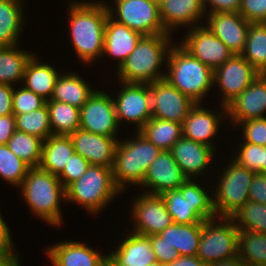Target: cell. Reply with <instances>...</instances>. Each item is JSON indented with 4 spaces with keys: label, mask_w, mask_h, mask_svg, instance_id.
<instances>
[{
    "label": "cell",
    "mask_w": 266,
    "mask_h": 266,
    "mask_svg": "<svg viewBox=\"0 0 266 266\" xmlns=\"http://www.w3.org/2000/svg\"><path fill=\"white\" fill-rule=\"evenodd\" d=\"M71 40L82 62L87 64L102 56L108 6L97 2H73L69 6Z\"/></svg>",
    "instance_id": "1"
},
{
    "label": "cell",
    "mask_w": 266,
    "mask_h": 266,
    "mask_svg": "<svg viewBox=\"0 0 266 266\" xmlns=\"http://www.w3.org/2000/svg\"><path fill=\"white\" fill-rule=\"evenodd\" d=\"M170 34L143 35L135 49L118 68L121 82L153 83L165 78L158 70L169 53ZM166 56V57H165Z\"/></svg>",
    "instance_id": "2"
},
{
    "label": "cell",
    "mask_w": 266,
    "mask_h": 266,
    "mask_svg": "<svg viewBox=\"0 0 266 266\" xmlns=\"http://www.w3.org/2000/svg\"><path fill=\"white\" fill-rule=\"evenodd\" d=\"M175 46L169 49L167 56L169 71L164 79L182 94L200 104L206 92L214 84L213 70L194 57L181 44Z\"/></svg>",
    "instance_id": "3"
},
{
    "label": "cell",
    "mask_w": 266,
    "mask_h": 266,
    "mask_svg": "<svg viewBox=\"0 0 266 266\" xmlns=\"http://www.w3.org/2000/svg\"><path fill=\"white\" fill-rule=\"evenodd\" d=\"M19 187L34 214L52 225L61 224L59 199L65 200L66 193L57 175L32 167Z\"/></svg>",
    "instance_id": "4"
},
{
    "label": "cell",
    "mask_w": 266,
    "mask_h": 266,
    "mask_svg": "<svg viewBox=\"0 0 266 266\" xmlns=\"http://www.w3.org/2000/svg\"><path fill=\"white\" fill-rule=\"evenodd\" d=\"M137 133L136 140L118 141L116 146L112 173L114 183L121 192L129 182L141 185L149 166L162 151L139 131Z\"/></svg>",
    "instance_id": "5"
},
{
    "label": "cell",
    "mask_w": 266,
    "mask_h": 266,
    "mask_svg": "<svg viewBox=\"0 0 266 266\" xmlns=\"http://www.w3.org/2000/svg\"><path fill=\"white\" fill-rule=\"evenodd\" d=\"M161 196L173 223H203L217 217L213 199L192 179H187L178 189L168 190Z\"/></svg>",
    "instance_id": "6"
},
{
    "label": "cell",
    "mask_w": 266,
    "mask_h": 266,
    "mask_svg": "<svg viewBox=\"0 0 266 266\" xmlns=\"http://www.w3.org/2000/svg\"><path fill=\"white\" fill-rule=\"evenodd\" d=\"M119 192L113 180L112 168L90 165L80 178L65 188V201L77 202L89 212L97 213Z\"/></svg>",
    "instance_id": "7"
},
{
    "label": "cell",
    "mask_w": 266,
    "mask_h": 266,
    "mask_svg": "<svg viewBox=\"0 0 266 266\" xmlns=\"http://www.w3.org/2000/svg\"><path fill=\"white\" fill-rule=\"evenodd\" d=\"M219 218L217 225L216 217L203 221L197 256L206 265L238 256L239 230L235 220L232 217Z\"/></svg>",
    "instance_id": "8"
},
{
    "label": "cell",
    "mask_w": 266,
    "mask_h": 266,
    "mask_svg": "<svg viewBox=\"0 0 266 266\" xmlns=\"http://www.w3.org/2000/svg\"><path fill=\"white\" fill-rule=\"evenodd\" d=\"M232 161L222 174L215 198L213 197L218 217H232L249 201V189L255 173Z\"/></svg>",
    "instance_id": "9"
},
{
    "label": "cell",
    "mask_w": 266,
    "mask_h": 266,
    "mask_svg": "<svg viewBox=\"0 0 266 266\" xmlns=\"http://www.w3.org/2000/svg\"><path fill=\"white\" fill-rule=\"evenodd\" d=\"M260 73L241 55L234 54L213 71V82L222 90L224 115L226 106L240 95Z\"/></svg>",
    "instance_id": "10"
},
{
    "label": "cell",
    "mask_w": 266,
    "mask_h": 266,
    "mask_svg": "<svg viewBox=\"0 0 266 266\" xmlns=\"http://www.w3.org/2000/svg\"><path fill=\"white\" fill-rule=\"evenodd\" d=\"M116 22L142 35L169 34L162 23L160 7L150 0H115Z\"/></svg>",
    "instance_id": "11"
},
{
    "label": "cell",
    "mask_w": 266,
    "mask_h": 266,
    "mask_svg": "<svg viewBox=\"0 0 266 266\" xmlns=\"http://www.w3.org/2000/svg\"><path fill=\"white\" fill-rule=\"evenodd\" d=\"M152 117L183 123L196 103L166 79L150 83Z\"/></svg>",
    "instance_id": "12"
},
{
    "label": "cell",
    "mask_w": 266,
    "mask_h": 266,
    "mask_svg": "<svg viewBox=\"0 0 266 266\" xmlns=\"http://www.w3.org/2000/svg\"><path fill=\"white\" fill-rule=\"evenodd\" d=\"M113 99L95 91L80 108V129L108 137H115L118 126Z\"/></svg>",
    "instance_id": "13"
},
{
    "label": "cell",
    "mask_w": 266,
    "mask_h": 266,
    "mask_svg": "<svg viewBox=\"0 0 266 266\" xmlns=\"http://www.w3.org/2000/svg\"><path fill=\"white\" fill-rule=\"evenodd\" d=\"M114 101L118 123L124 119L136 123L138 131L152 118L150 84L126 83Z\"/></svg>",
    "instance_id": "14"
},
{
    "label": "cell",
    "mask_w": 266,
    "mask_h": 266,
    "mask_svg": "<svg viewBox=\"0 0 266 266\" xmlns=\"http://www.w3.org/2000/svg\"><path fill=\"white\" fill-rule=\"evenodd\" d=\"M192 28L181 45L213 71L234 55L207 27Z\"/></svg>",
    "instance_id": "15"
},
{
    "label": "cell",
    "mask_w": 266,
    "mask_h": 266,
    "mask_svg": "<svg viewBox=\"0 0 266 266\" xmlns=\"http://www.w3.org/2000/svg\"><path fill=\"white\" fill-rule=\"evenodd\" d=\"M133 206V218L137 221L134 233L159 234L173 223L161 195L145 193L134 201Z\"/></svg>",
    "instance_id": "16"
},
{
    "label": "cell",
    "mask_w": 266,
    "mask_h": 266,
    "mask_svg": "<svg viewBox=\"0 0 266 266\" xmlns=\"http://www.w3.org/2000/svg\"><path fill=\"white\" fill-rule=\"evenodd\" d=\"M239 12H210L206 26L233 54L244 50L249 25Z\"/></svg>",
    "instance_id": "17"
},
{
    "label": "cell",
    "mask_w": 266,
    "mask_h": 266,
    "mask_svg": "<svg viewBox=\"0 0 266 266\" xmlns=\"http://www.w3.org/2000/svg\"><path fill=\"white\" fill-rule=\"evenodd\" d=\"M69 137L72 140L75 153L85 158L90 165L113 167L118 143L116 137L98 135L80 128Z\"/></svg>",
    "instance_id": "18"
},
{
    "label": "cell",
    "mask_w": 266,
    "mask_h": 266,
    "mask_svg": "<svg viewBox=\"0 0 266 266\" xmlns=\"http://www.w3.org/2000/svg\"><path fill=\"white\" fill-rule=\"evenodd\" d=\"M187 179L171 152L163 150L149 166L141 185L153 188L148 194L162 195L178 189Z\"/></svg>",
    "instance_id": "19"
},
{
    "label": "cell",
    "mask_w": 266,
    "mask_h": 266,
    "mask_svg": "<svg viewBox=\"0 0 266 266\" xmlns=\"http://www.w3.org/2000/svg\"><path fill=\"white\" fill-rule=\"evenodd\" d=\"M229 117L238 124L239 122L265 118L266 111V74H260L240 95L227 106Z\"/></svg>",
    "instance_id": "20"
},
{
    "label": "cell",
    "mask_w": 266,
    "mask_h": 266,
    "mask_svg": "<svg viewBox=\"0 0 266 266\" xmlns=\"http://www.w3.org/2000/svg\"><path fill=\"white\" fill-rule=\"evenodd\" d=\"M110 8L108 6L109 16L105 23L103 54L107 53L116 59L119 58L118 68H120L143 35L131 30L126 25L116 22L113 10Z\"/></svg>",
    "instance_id": "21"
},
{
    "label": "cell",
    "mask_w": 266,
    "mask_h": 266,
    "mask_svg": "<svg viewBox=\"0 0 266 266\" xmlns=\"http://www.w3.org/2000/svg\"><path fill=\"white\" fill-rule=\"evenodd\" d=\"M214 148L183 136L173 145L170 152L188 179L204 172L214 154Z\"/></svg>",
    "instance_id": "22"
},
{
    "label": "cell",
    "mask_w": 266,
    "mask_h": 266,
    "mask_svg": "<svg viewBox=\"0 0 266 266\" xmlns=\"http://www.w3.org/2000/svg\"><path fill=\"white\" fill-rule=\"evenodd\" d=\"M156 261L149 236L130 234L116 251L108 254L112 266H148Z\"/></svg>",
    "instance_id": "23"
},
{
    "label": "cell",
    "mask_w": 266,
    "mask_h": 266,
    "mask_svg": "<svg viewBox=\"0 0 266 266\" xmlns=\"http://www.w3.org/2000/svg\"><path fill=\"white\" fill-rule=\"evenodd\" d=\"M47 254L54 266H105L108 255H100L79 242H62L49 247Z\"/></svg>",
    "instance_id": "24"
},
{
    "label": "cell",
    "mask_w": 266,
    "mask_h": 266,
    "mask_svg": "<svg viewBox=\"0 0 266 266\" xmlns=\"http://www.w3.org/2000/svg\"><path fill=\"white\" fill-rule=\"evenodd\" d=\"M221 115L223 114L220 113L218 116L208 109H203L196 103L182 123V136L214 148L210 139L218 131Z\"/></svg>",
    "instance_id": "25"
},
{
    "label": "cell",
    "mask_w": 266,
    "mask_h": 266,
    "mask_svg": "<svg viewBox=\"0 0 266 266\" xmlns=\"http://www.w3.org/2000/svg\"><path fill=\"white\" fill-rule=\"evenodd\" d=\"M203 14L202 0H169L160 7L161 20L168 33L176 26L192 24V27Z\"/></svg>",
    "instance_id": "26"
},
{
    "label": "cell",
    "mask_w": 266,
    "mask_h": 266,
    "mask_svg": "<svg viewBox=\"0 0 266 266\" xmlns=\"http://www.w3.org/2000/svg\"><path fill=\"white\" fill-rule=\"evenodd\" d=\"M75 152L72 140L65 135H51L42 144L40 169L59 175Z\"/></svg>",
    "instance_id": "27"
},
{
    "label": "cell",
    "mask_w": 266,
    "mask_h": 266,
    "mask_svg": "<svg viewBox=\"0 0 266 266\" xmlns=\"http://www.w3.org/2000/svg\"><path fill=\"white\" fill-rule=\"evenodd\" d=\"M202 227L203 223H172L158 235L164 239V242L174 247L180 256H197Z\"/></svg>",
    "instance_id": "28"
},
{
    "label": "cell",
    "mask_w": 266,
    "mask_h": 266,
    "mask_svg": "<svg viewBox=\"0 0 266 266\" xmlns=\"http://www.w3.org/2000/svg\"><path fill=\"white\" fill-rule=\"evenodd\" d=\"M36 58L32 56L27 63L23 76L26 86L23 87L48 101L52 97L59 74L52 66L37 62Z\"/></svg>",
    "instance_id": "29"
},
{
    "label": "cell",
    "mask_w": 266,
    "mask_h": 266,
    "mask_svg": "<svg viewBox=\"0 0 266 266\" xmlns=\"http://www.w3.org/2000/svg\"><path fill=\"white\" fill-rule=\"evenodd\" d=\"M77 74L59 75L50 100L60 101L81 108L94 93Z\"/></svg>",
    "instance_id": "30"
},
{
    "label": "cell",
    "mask_w": 266,
    "mask_h": 266,
    "mask_svg": "<svg viewBox=\"0 0 266 266\" xmlns=\"http://www.w3.org/2000/svg\"><path fill=\"white\" fill-rule=\"evenodd\" d=\"M22 0H0V46H15L23 25Z\"/></svg>",
    "instance_id": "31"
},
{
    "label": "cell",
    "mask_w": 266,
    "mask_h": 266,
    "mask_svg": "<svg viewBox=\"0 0 266 266\" xmlns=\"http://www.w3.org/2000/svg\"><path fill=\"white\" fill-rule=\"evenodd\" d=\"M139 132L160 150L170 151L182 137V124L159 118H150Z\"/></svg>",
    "instance_id": "32"
},
{
    "label": "cell",
    "mask_w": 266,
    "mask_h": 266,
    "mask_svg": "<svg viewBox=\"0 0 266 266\" xmlns=\"http://www.w3.org/2000/svg\"><path fill=\"white\" fill-rule=\"evenodd\" d=\"M50 125L53 135L69 136L80 128V109L70 104L48 100Z\"/></svg>",
    "instance_id": "33"
},
{
    "label": "cell",
    "mask_w": 266,
    "mask_h": 266,
    "mask_svg": "<svg viewBox=\"0 0 266 266\" xmlns=\"http://www.w3.org/2000/svg\"><path fill=\"white\" fill-rule=\"evenodd\" d=\"M15 46H0V83L10 84L21 80L27 63L33 56Z\"/></svg>",
    "instance_id": "34"
},
{
    "label": "cell",
    "mask_w": 266,
    "mask_h": 266,
    "mask_svg": "<svg viewBox=\"0 0 266 266\" xmlns=\"http://www.w3.org/2000/svg\"><path fill=\"white\" fill-rule=\"evenodd\" d=\"M241 55L260 74H266V22L250 23Z\"/></svg>",
    "instance_id": "35"
},
{
    "label": "cell",
    "mask_w": 266,
    "mask_h": 266,
    "mask_svg": "<svg viewBox=\"0 0 266 266\" xmlns=\"http://www.w3.org/2000/svg\"><path fill=\"white\" fill-rule=\"evenodd\" d=\"M238 257L247 266H266V233L239 230Z\"/></svg>",
    "instance_id": "36"
},
{
    "label": "cell",
    "mask_w": 266,
    "mask_h": 266,
    "mask_svg": "<svg viewBox=\"0 0 266 266\" xmlns=\"http://www.w3.org/2000/svg\"><path fill=\"white\" fill-rule=\"evenodd\" d=\"M42 144L43 140L39 137L16 130L6 145L32 168L40 165Z\"/></svg>",
    "instance_id": "37"
},
{
    "label": "cell",
    "mask_w": 266,
    "mask_h": 266,
    "mask_svg": "<svg viewBox=\"0 0 266 266\" xmlns=\"http://www.w3.org/2000/svg\"><path fill=\"white\" fill-rule=\"evenodd\" d=\"M16 130L39 137L45 141L53 135L47 105L31 111L15 115Z\"/></svg>",
    "instance_id": "38"
},
{
    "label": "cell",
    "mask_w": 266,
    "mask_h": 266,
    "mask_svg": "<svg viewBox=\"0 0 266 266\" xmlns=\"http://www.w3.org/2000/svg\"><path fill=\"white\" fill-rule=\"evenodd\" d=\"M238 230L266 233V205L247 201L233 216Z\"/></svg>",
    "instance_id": "39"
},
{
    "label": "cell",
    "mask_w": 266,
    "mask_h": 266,
    "mask_svg": "<svg viewBox=\"0 0 266 266\" xmlns=\"http://www.w3.org/2000/svg\"><path fill=\"white\" fill-rule=\"evenodd\" d=\"M31 167L5 145H0V176L19 187Z\"/></svg>",
    "instance_id": "40"
},
{
    "label": "cell",
    "mask_w": 266,
    "mask_h": 266,
    "mask_svg": "<svg viewBox=\"0 0 266 266\" xmlns=\"http://www.w3.org/2000/svg\"><path fill=\"white\" fill-rule=\"evenodd\" d=\"M241 147L234 161L249 171L263 174L264 146L244 142Z\"/></svg>",
    "instance_id": "41"
},
{
    "label": "cell",
    "mask_w": 266,
    "mask_h": 266,
    "mask_svg": "<svg viewBox=\"0 0 266 266\" xmlns=\"http://www.w3.org/2000/svg\"><path fill=\"white\" fill-rule=\"evenodd\" d=\"M46 104V100L24 87L13 91V114L29 113Z\"/></svg>",
    "instance_id": "42"
},
{
    "label": "cell",
    "mask_w": 266,
    "mask_h": 266,
    "mask_svg": "<svg viewBox=\"0 0 266 266\" xmlns=\"http://www.w3.org/2000/svg\"><path fill=\"white\" fill-rule=\"evenodd\" d=\"M89 166L90 163L85 158L74 152L63 171L58 175V178L66 188L69 184L80 178Z\"/></svg>",
    "instance_id": "43"
},
{
    "label": "cell",
    "mask_w": 266,
    "mask_h": 266,
    "mask_svg": "<svg viewBox=\"0 0 266 266\" xmlns=\"http://www.w3.org/2000/svg\"><path fill=\"white\" fill-rule=\"evenodd\" d=\"M239 124L244 127L245 142L266 146V117L242 121Z\"/></svg>",
    "instance_id": "44"
},
{
    "label": "cell",
    "mask_w": 266,
    "mask_h": 266,
    "mask_svg": "<svg viewBox=\"0 0 266 266\" xmlns=\"http://www.w3.org/2000/svg\"><path fill=\"white\" fill-rule=\"evenodd\" d=\"M149 239L156 261L168 265L180 257L179 252L164 242L158 234L150 235Z\"/></svg>",
    "instance_id": "45"
},
{
    "label": "cell",
    "mask_w": 266,
    "mask_h": 266,
    "mask_svg": "<svg viewBox=\"0 0 266 266\" xmlns=\"http://www.w3.org/2000/svg\"><path fill=\"white\" fill-rule=\"evenodd\" d=\"M239 13L251 23L266 22V0H241Z\"/></svg>",
    "instance_id": "46"
},
{
    "label": "cell",
    "mask_w": 266,
    "mask_h": 266,
    "mask_svg": "<svg viewBox=\"0 0 266 266\" xmlns=\"http://www.w3.org/2000/svg\"><path fill=\"white\" fill-rule=\"evenodd\" d=\"M249 201L266 205V174L255 173L249 189Z\"/></svg>",
    "instance_id": "47"
},
{
    "label": "cell",
    "mask_w": 266,
    "mask_h": 266,
    "mask_svg": "<svg viewBox=\"0 0 266 266\" xmlns=\"http://www.w3.org/2000/svg\"><path fill=\"white\" fill-rule=\"evenodd\" d=\"M206 11L207 3L212 6L209 12H239L241 0H202Z\"/></svg>",
    "instance_id": "48"
},
{
    "label": "cell",
    "mask_w": 266,
    "mask_h": 266,
    "mask_svg": "<svg viewBox=\"0 0 266 266\" xmlns=\"http://www.w3.org/2000/svg\"><path fill=\"white\" fill-rule=\"evenodd\" d=\"M13 91L12 85L0 83V116L13 114Z\"/></svg>",
    "instance_id": "49"
},
{
    "label": "cell",
    "mask_w": 266,
    "mask_h": 266,
    "mask_svg": "<svg viewBox=\"0 0 266 266\" xmlns=\"http://www.w3.org/2000/svg\"><path fill=\"white\" fill-rule=\"evenodd\" d=\"M16 131L14 114L0 116V145H5Z\"/></svg>",
    "instance_id": "50"
},
{
    "label": "cell",
    "mask_w": 266,
    "mask_h": 266,
    "mask_svg": "<svg viewBox=\"0 0 266 266\" xmlns=\"http://www.w3.org/2000/svg\"><path fill=\"white\" fill-rule=\"evenodd\" d=\"M12 243L9 228L0 215V252L14 253Z\"/></svg>",
    "instance_id": "51"
},
{
    "label": "cell",
    "mask_w": 266,
    "mask_h": 266,
    "mask_svg": "<svg viewBox=\"0 0 266 266\" xmlns=\"http://www.w3.org/2000/svg\"><path fill=\"white\" fill-rule=\"evenodd\" d=\"M166 266H207L198 256H180Z\"/></svg>",
    "instance_id": "52"
},
{
    "label": "cell",
    "mask_w": 266,
    "mask_h": 266,
    "mask_svg": "<svg viewBox=\"0 0 266 266\" xmlns=\"http://www.w3.org/2000/svg\"><path fill=\"white\" fill-rule=\"evenodd\" d=\"M207 266H247L238 256L222 260L220 262L208 263Z\"/></svg>",
    "instance_id": "53"
},
{
    "label": "cell",
    "mask_w": 266,
    "mask_h": 266,
    "mask_svg": "<svg viewBox=\"0 0 266 266\" xmlns=\"http://www.w3.org/2000/svg\"><path fill=\"white\" fill-rule=\"evenodd\" d=\"M16 254L0 252V266H5Z\"/></svg>",
    "instance_id": "54"
},
{
    "label": "cell",
    "mask_w": 266,
    "mask_h": 266,
    "mask_svg": "<svg viewBox=\"0 0 266 266\" xmlns=\"http://www.w3.org/2000/svg\"><path fill=\"white\" fill-rule=\"evenodd\" d=\"M150 1L158 5L159 7H161L163 4H165L169 0H150Z\"/></svg>",
    "instance_id": "55"
},
{
    "label": "cell",
    "mask_w": 266,
    "mask_h": 266,
    "mask_svg": "<svg viewBox=\"0 0 266 266\" xmlns=\"http://www.w3.org/2000/svg\"><path fill=\"white\" fill-rule=\"evenodd\" d=\"M263 174H266V146H264V164H263Z\"/></svg>",
    "instance_id": "56"
},
{
    "label": "cell",
    "mask_w": 266,
    "mask_h": 266,
    "mask_svg": "<svg viewBox=\"0 0 266 266\" xmlns=\"http://www.w3.org/2000/svg\"><path fill=\"white\" fill-rule=\"evenodd\" d=\"M148 266H166V265L162 264L161 262L155 261L154 263L149 264Z\"/></svg>",
    "instance_id": "57"
},
{
    "label": "cell",
    "mask_w": 266,
    "mask_h": 266,
    "mask_svg": "<svg viewBox=\"0 0 266 266\" xmlns=\"http://www.w3.org/2000/svg\"><path fill=\"white\" fill-rule=\"evenodd\" d=\"M105 266H112L109 262H107V264Z\"/></svg>",
    "instance_id": "58"
}]
</instances>
